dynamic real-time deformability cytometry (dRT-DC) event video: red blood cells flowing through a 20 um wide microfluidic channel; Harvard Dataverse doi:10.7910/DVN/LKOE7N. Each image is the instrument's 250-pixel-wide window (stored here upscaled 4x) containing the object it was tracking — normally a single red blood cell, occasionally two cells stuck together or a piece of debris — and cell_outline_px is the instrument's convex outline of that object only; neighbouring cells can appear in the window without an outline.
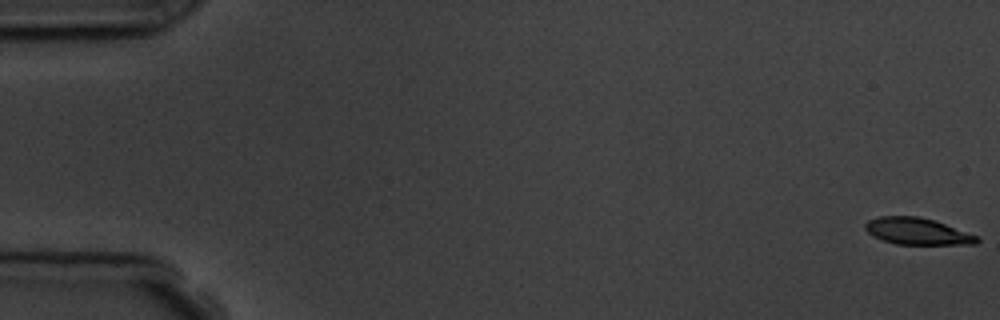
{"species": "common noctule bat (a hibernating species)", "species_latin": "Nyctalus noctula", "temperature_condition": "room temperature", "stored_images_in_passage": 6, "camera_frame_rate_fps": 3000, "um_per_image_px": 0.085, "animal": {"sex": "male", "body_mass_g": 19.5, "forearm_length_mm": 54.6}, "frame": {"image": 1, "passage_image": 1, "time_ms": 0.0, "image_size_px": [1000, 320], "cell_outline_px": [[980, 240], [976, 244], [896, 244], [872, 236], [864, 228], [864, 224], [868, 220], [876, 216], [916, 216], [936, 220], [980, 236]], "centroid_in_image_um": [77.99, 19.65], "position_along_channel_um": 7.0, "area_um2": 17.63}}